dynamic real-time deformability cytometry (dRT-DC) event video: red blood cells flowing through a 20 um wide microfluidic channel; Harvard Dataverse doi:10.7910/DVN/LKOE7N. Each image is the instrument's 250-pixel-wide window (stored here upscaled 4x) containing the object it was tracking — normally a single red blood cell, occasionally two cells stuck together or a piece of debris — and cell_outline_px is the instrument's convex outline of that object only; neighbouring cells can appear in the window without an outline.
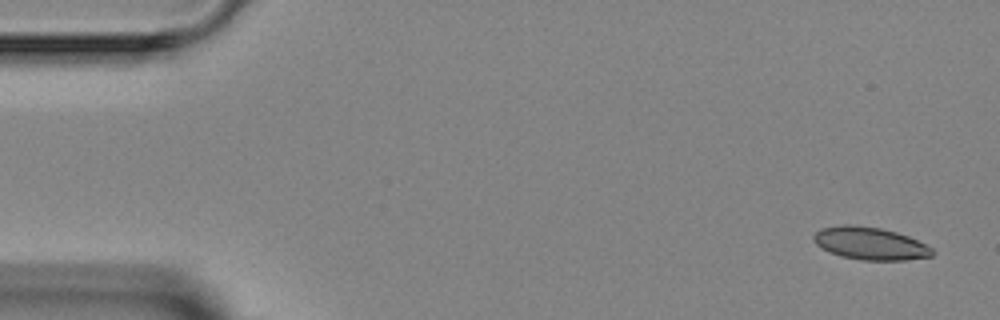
{"species": "Egyptian fruit bat (a non-hibernating species)", "species_latin": "Rousettus aegyptiacus", "temperature_condition": "room temperature", "stored_images_in_passage": 4, "camera_frame_rate_fps": 3000, "um_per_image_px": 0.085, "animal": {"sex": "female"}, "frame": {"image": 1, "passage_image": 1, "time_ms": 0.0, "image_size_px": [1000, 320], "cell_outline_px": [[936, 252], [932, 256], [904, 260], [864, 260], [844, 256], [832, 252], [816, 244], [812, 240], [812, 236], [820, 228], [844, 224], [852, 224], [880, 228], [896, 232], [908, 236], [932, 248]], "centroid_in_image_um": [73.96, 20.68], "position_along_channel_um": 11.0, "area_um2": 22.31}}
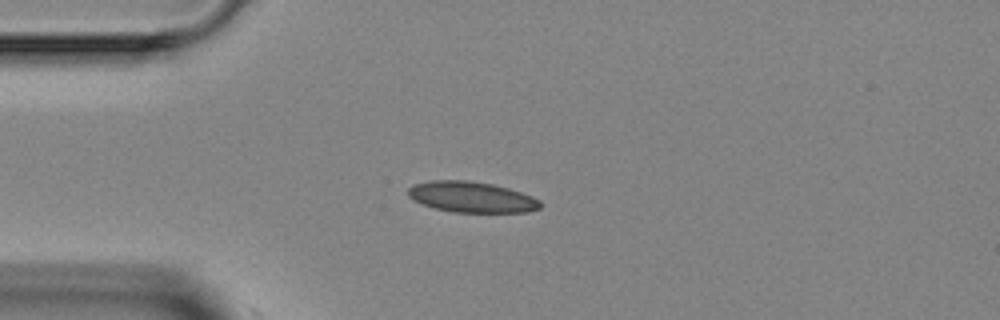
{"frame": {"image": 2, "passage_image": 3, "time_ms": 3.333, "image_size_px": [1000, 320], "cell_outline_px": [[540, 208], [528, 212], [452, 212], [436, 208], [412, 200], [408, 196], [408, 188], [412, 184], [432, 180], [468, 180], [492, 184], [508, 188], [532, 196], [540, 200]], "centroid_in_image_um": [40.06, 16.74], "position_along_channel_um": 44.9, "area_um2": 23.7}}